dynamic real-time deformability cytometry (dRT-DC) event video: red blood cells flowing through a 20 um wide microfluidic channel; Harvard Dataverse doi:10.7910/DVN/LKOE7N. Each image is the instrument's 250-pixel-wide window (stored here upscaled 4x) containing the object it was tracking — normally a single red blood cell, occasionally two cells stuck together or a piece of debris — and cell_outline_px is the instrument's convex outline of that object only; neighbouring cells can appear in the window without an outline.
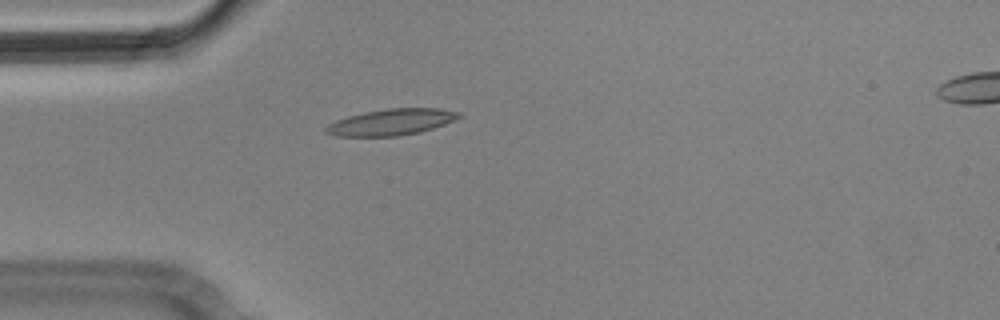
{"species": "Egyptian fruit bat (a non-hibernating species)", "species_latin": "Rousettus aegyptiacus", "temperature_condition": "cold", "stored_images_in_passage": 2, "camera_frame_rate_fps": 3000, "um_per_image_px": 0.085, "animal": {"sex": "male"}, "frame": {"image": 1, "passage_image": 2, "time_ms": 0.333, "image_size_px": [1000, 320], "cell_outline_px": [[464, 116], [456, 120], [420, 132], [396, 136], [336, 136], [324, 132], [324, 128], [328, 124], [336, 120], [348, 116], [364, 112], [388, 108], [440, 108], [460, 112]], "centroid_in_image_um": [33.28, 10.37], "position_along_channel_um": 51.7, "area_um2": 20.46}}